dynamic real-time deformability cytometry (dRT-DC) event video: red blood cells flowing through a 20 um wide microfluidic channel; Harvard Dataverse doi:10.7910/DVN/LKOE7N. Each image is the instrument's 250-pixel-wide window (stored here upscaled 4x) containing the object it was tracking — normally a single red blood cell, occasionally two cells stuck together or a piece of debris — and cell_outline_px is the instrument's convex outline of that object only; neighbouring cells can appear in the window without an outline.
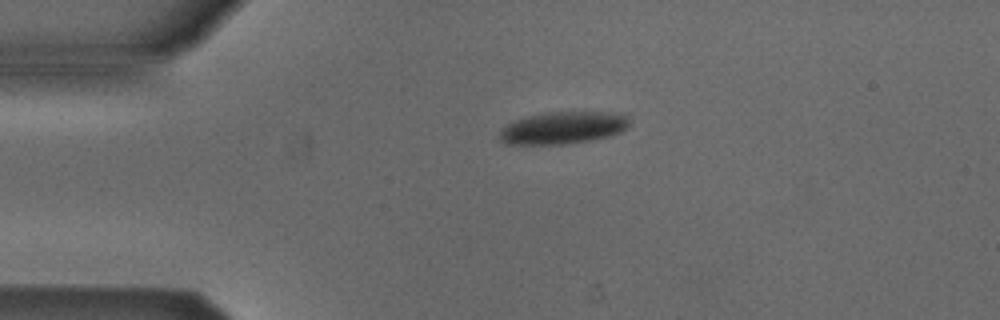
{"species": "Egyptian fruit bat (a non-hibernating species)", "species_latin": "Rousettus aegyptiacus", "temperature_condition": "cold", "stored_images_in_passage": 2, "camera_frame_rate_fps": 3000, "um_per_image_px": 0.085, "animal": {"sex": "male"}, "frame": {"image": 1, "passage_image": 1, "time_ms": 0.0, "image_size_px": [1000, 320], "cell_outline_px": [[628, 128], [612, 136], [564, 144], [504, 144], [500, 140], [500, 132], [508, 124], [516, 120], [528, 116], [548, 112], [624, 112], [628, 116]], "centroid_in_image_um": [47.92, 10.85], "position_along_channel_um": 37.1, "area_um2": 24.39}}